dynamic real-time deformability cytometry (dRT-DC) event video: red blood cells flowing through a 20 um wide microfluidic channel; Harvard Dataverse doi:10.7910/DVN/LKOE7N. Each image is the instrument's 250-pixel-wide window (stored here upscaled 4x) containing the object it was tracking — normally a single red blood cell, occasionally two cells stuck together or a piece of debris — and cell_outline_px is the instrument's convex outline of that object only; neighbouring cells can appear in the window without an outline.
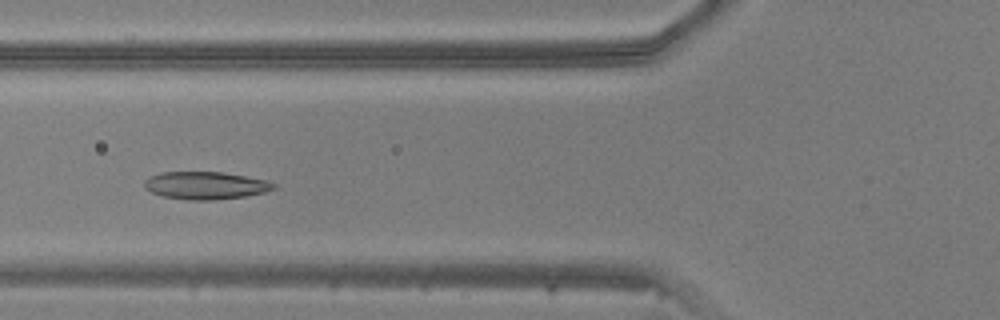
{"species": "common noctule bat (a hibernating species)", "species_latin": "Nyctalus noctula", "temperature_condition": "warm", "stored_images_in_passage": 45, "camera_frame_rate_fps": 3000, "um_per_image_px": 0.085, "animal": {"sex": "male", "body_mass_g": 20.5, "forearm_length_mm": 52.5}, "frame": {"image": 1, "passage_image": 15, "time_ms": 4.667, "image_size_px": [1000, 320], "cell_outline_px": [[276, 188], [264, 192], [244, 196], [212, 200], [188, 200], [164, 196], [152, 192], [144, 188], [144, 180], [148, 176], [160, 172], [224, 172], [264, 180], [276, 184]], "centroid_in_image_um": [17.42, 15.76], "position_along_channel_um": 108.4, "area_um2": 20.69}}
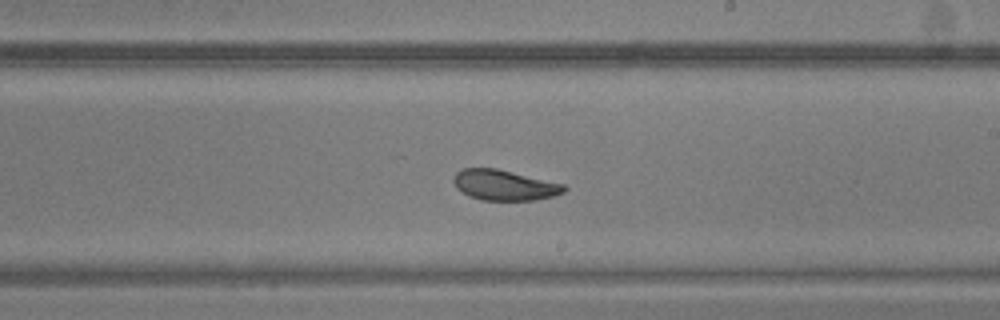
{"frame": {"image": 2, "passage_image": 25, "time_ms": 8.0, "image_size_px": [1000, 320], "cell_outline_px": [[568, 188], [564, 192], [552, 196], [536, 200], [480, 200], [468, 196], [456, 188], [452, 180], [456, 172], [460, 168], [496, 168], [564, 184]], "centroid_in_image_um": [42.83, 15.73], "position_along_channel_um": 246.2, "area_um2": 19.71}}
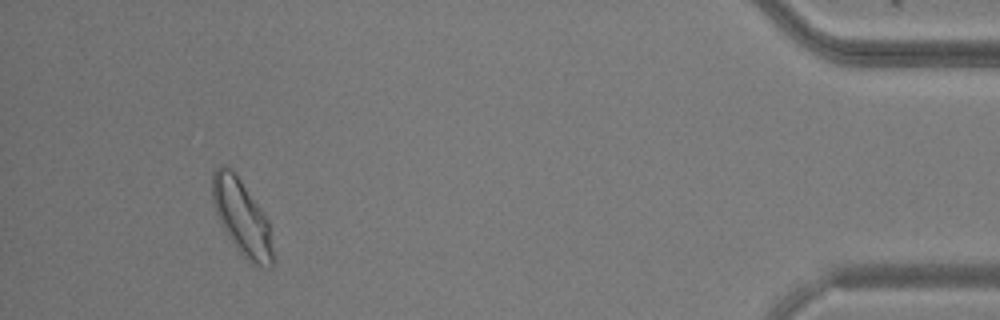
{"frame": {"image": 3, "passage_image": 42, "time_ms": 13.667, "image_size_px": [1000, 320], "cell_outline_px": [[272, 268], [268, 268], [252, 264], [236, 248], [224, 232], [212, 204], [212, 172], [220, 164], [224, 164], [232, 168], [236, 172], [268, 220], [272, 252]], "centroid_in_image_um": [20.51, 18.43], "position_along_channel_um": 414.7, "area_um2": 26.7}}